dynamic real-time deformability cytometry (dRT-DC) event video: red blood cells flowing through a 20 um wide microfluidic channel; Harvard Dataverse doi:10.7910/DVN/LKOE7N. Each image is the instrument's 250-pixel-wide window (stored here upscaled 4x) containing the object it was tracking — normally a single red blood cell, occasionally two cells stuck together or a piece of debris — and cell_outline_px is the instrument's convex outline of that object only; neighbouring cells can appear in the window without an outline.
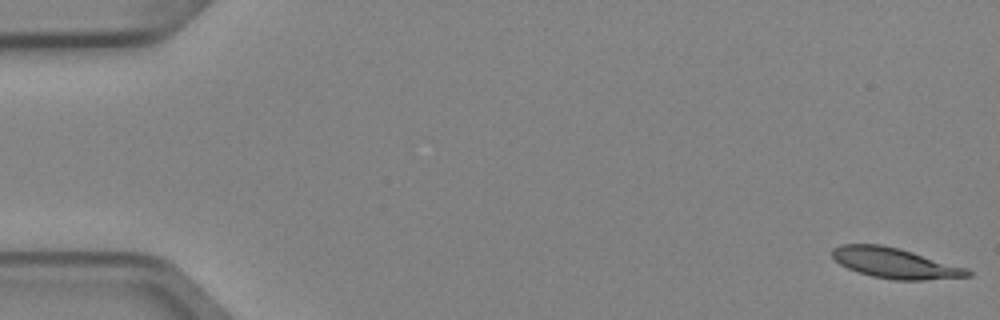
{"species": "Egyptian fruit bat (a non-hibernating species)", "species_latin": "Rousettus aegyptiacus", "temperature_condition": "cold", "stored_images_in_passage": 5, "segment_of_instrument_passage": [1, 2], "camera_frame_rate_fps": 3000, "um_per_image_px": 0.085, "animal": {"sex": "female"}, "frame": {"image": 1, "passage_image": 1, "time_ms": 0.0, "image_size_px": [1000, 320], "cell_outline_px": [[972, 276], [924, 280], [892, 280], [872, 276], [848, 268], [840, 264], [832, 256], [832, 248], [840, 244], [880, 244], [912, 252], [968, 268], [972, 272]], "centroid_in_image_um": [76.08, 22.37], "position_along_channel_um": 8.9, "area_um2": 23.81}}